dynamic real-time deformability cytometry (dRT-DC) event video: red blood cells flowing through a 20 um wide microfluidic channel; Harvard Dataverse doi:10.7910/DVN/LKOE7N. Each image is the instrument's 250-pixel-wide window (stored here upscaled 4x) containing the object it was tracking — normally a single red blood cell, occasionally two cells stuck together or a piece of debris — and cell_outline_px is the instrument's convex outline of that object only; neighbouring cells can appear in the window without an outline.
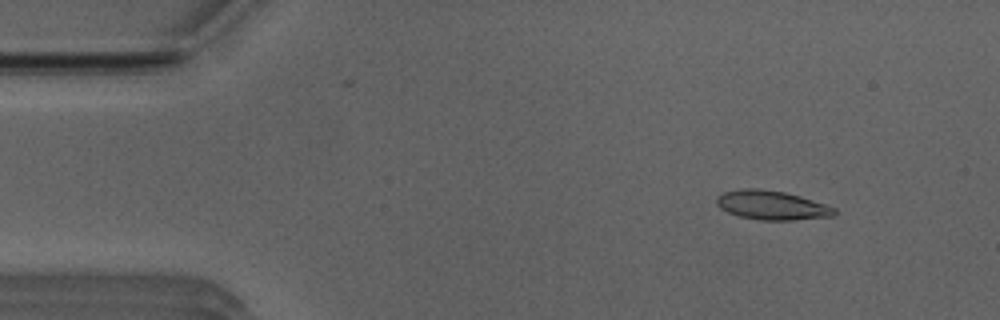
{"species": "Egyptian fruit bat (a non-hibernating species)", "species_latin": "Rousettus aegyptiacus", "temperature_condition": "room temperature", "stored_images_in_passage": 51, "camera_frame_rate_fps": 3000, "um_per_image_px": 0.085, "animal": {"sex": "male"}, "frame": {"image": 1, "passage_image": 5, "time_ms": 1.333, "image_size_px": [1000, 320], "cell_outline_px": [[836, 212], [832, 216], [792, 220], [760, 220], [740, 216], [728, 212], [720, 208], [716, 204], [716, 196], [724, 192], [744, 188], [756, 188], [784, 192], [800, 196], [836, 208]], "centroid_in_image_um": [65.57, 17.44], "position_along_channel_um": 19.4, "area_um2": 19.83}}
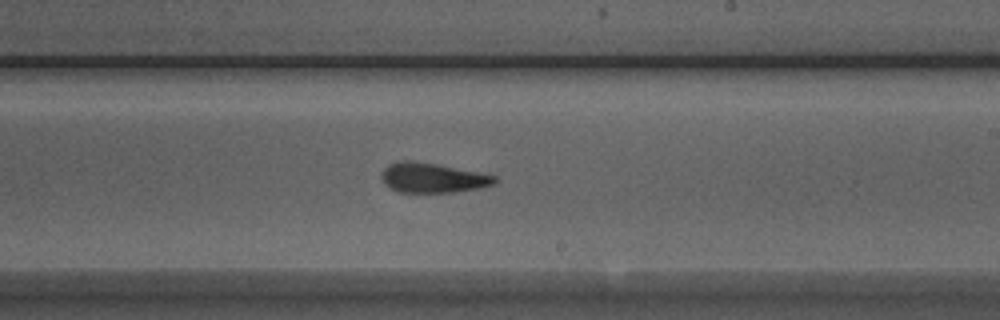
{"frame": {"image": 2, "passage_image": 29, "time_ms": 9.333, "image_size_px": [1000, 320], "cell_outline_px": [[496, 184], [480, 188], [452, 192], [396, 192], [384, 184], [380, 176], [384, 168], [388, 164], [400, 160], [412, 160], [436, 164], [496, 176]], "centroid_in_image_um": [36.72, 15.11], "position_along_channel_um": 252.3, "area_um2": 19.65}}
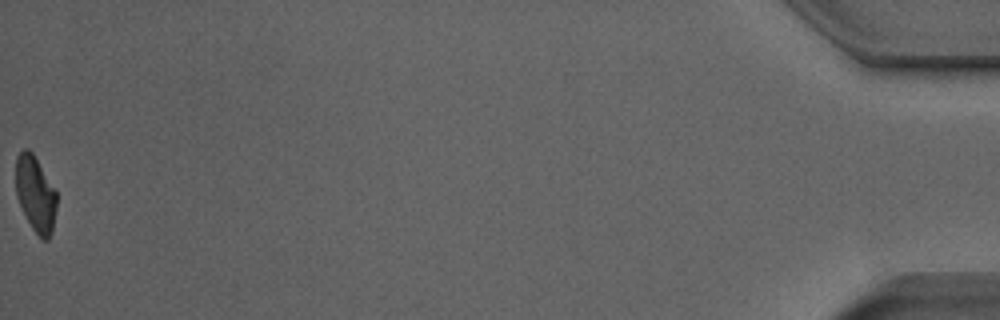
{"frame": {"image": 3, "passage_image": 51, "time_ms": 16.667, "image_size_px": [1000, 320], "cell_outline_px": [[56, 208], [52, 232], [48, 240], [44, 240], [32, 228], [16, 196], [16, 156], [24, 148], [28, 148], [32, 152], [56, 188]], "centroid_in_image_um": [3.03, 16.45], "position_along_channel_um": 432.2, "area_um2": 18.03}, "authors_computed_cell_mechanics": {"area_um2": 19.5364, "velocity_mm_per_s": 3.9368, "shape_relaxation_time_tau1_ms": 5.3001, "shape_relaxation_time_tau2_ms": 1.7307, "deformation_change_tau1": 0.1835, "deformation_change_tau2": 0.1008}}